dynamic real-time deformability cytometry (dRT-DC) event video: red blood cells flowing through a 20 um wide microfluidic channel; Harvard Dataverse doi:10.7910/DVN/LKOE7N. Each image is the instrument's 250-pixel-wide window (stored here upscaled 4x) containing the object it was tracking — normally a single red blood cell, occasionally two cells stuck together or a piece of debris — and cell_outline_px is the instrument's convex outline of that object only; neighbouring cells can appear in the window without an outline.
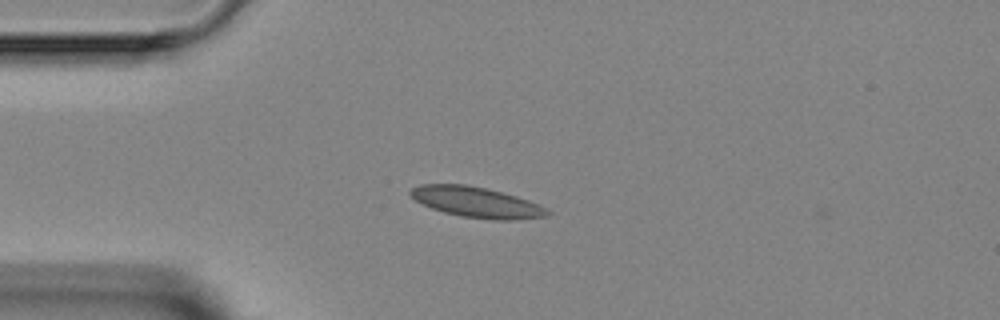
{"species": "Egyptian fruit bat (a non-hibernating species)", "species_latin": "Rousettus aegyptiacus", "temperature_condition": "room temperature", "stored_images_in_passage": 1, "camera_frame_rate_fps": 3000, "um_per_image_px": 0.085, "animal": {"sex": "female"}, "frame": {"image": 1, "passage_image": 1, "time_ms": 0.0, "image_size_px": [1000, 320], "cell_outline_px": [[552, 212], [548, 216], [512, 220], [496, 220], [460, 216], [444, 212], [432, 208], [416, 200], [408, 192], [412, 188], [420, 184], [468, 184], [516, 196], [528, 200]], "centroid_in_image_um": [40.49, 17.19], "position_along_channel_um": 44.5, "area_um2": 24.04}}